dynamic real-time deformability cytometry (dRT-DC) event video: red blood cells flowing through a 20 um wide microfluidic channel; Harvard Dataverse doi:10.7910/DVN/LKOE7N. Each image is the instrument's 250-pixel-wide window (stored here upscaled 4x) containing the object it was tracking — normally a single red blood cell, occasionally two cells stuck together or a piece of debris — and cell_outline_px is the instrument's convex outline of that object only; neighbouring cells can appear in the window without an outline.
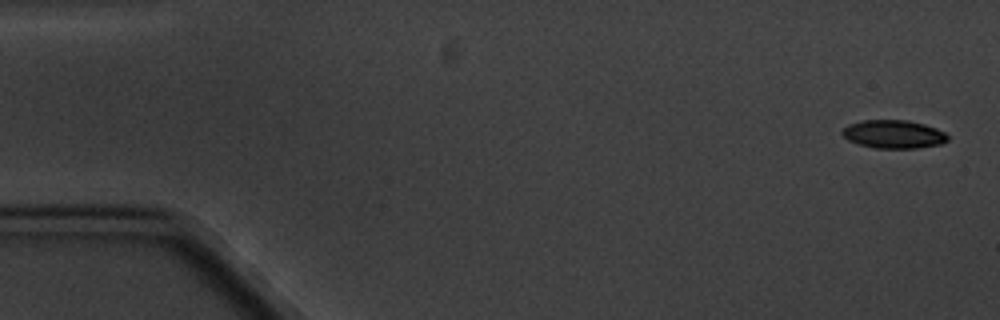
{"species": "common noctule bat (a hibernating species)", "species_latin": "Nyctalus noctula", "temperature_condition": "cold", "stored_images_in_passage": 5, "camera_frame_rate_fps": 3000, "um_per_image_px": 0.085, "animal": {"sex": "male", "body_mass_g": 20.1, "forearm_length_mm": 53.5}, "frame": {"image": 1, "passage_image": 1, "time_ms": 0.0, "image_size_px": [1000, 320], "cell_outline_px": [[948, 140], [940, 144], [916, 148], [876, 148], [860, 144], [848, 140], [840, 132], [848, 124], [864, 120], [908, 120], [924, 124], [936, 128], [944, 132], [948, 136]], "centroid_in_image_um": [75.95, 11.4], "position_along_channel_um": 9.0, "area_um2": 17.28}}
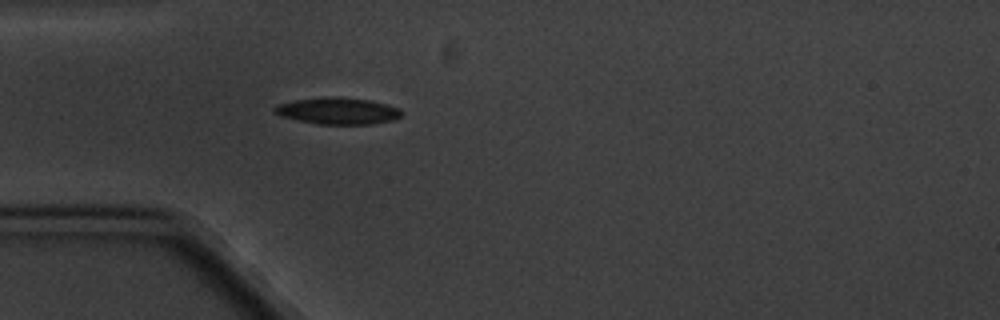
{"frame": {"image": 2, "passage_image": 5, "time_ms": 5.0, "image_size_px": [1000, 320], "cell_outline_px": [[404, 112], [400, 116], [392, 120], [372, 124], [316, 124], [280, 116], [272, 112], [272, 108], [276, 104], [296, 100], [324, 96], [332, 96], [368, 100], [388, 104], [400, 108]], "centroid_in_image_um": [28.68, 9.42], "position_along_channel_um": 56.3, "area_um2": 19.94}}